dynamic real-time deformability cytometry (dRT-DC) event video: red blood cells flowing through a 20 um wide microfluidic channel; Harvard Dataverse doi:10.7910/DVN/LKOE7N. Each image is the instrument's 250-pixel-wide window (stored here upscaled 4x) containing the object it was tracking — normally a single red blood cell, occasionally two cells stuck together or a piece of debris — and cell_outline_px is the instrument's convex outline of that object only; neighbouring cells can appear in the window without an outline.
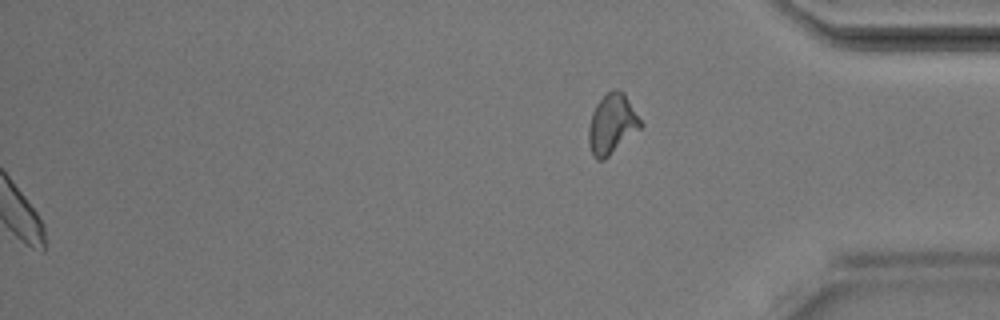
{"species": "Egyptian fruit bat (a non-hibernating species)", "species_latin": "Rousettus aegyptiacus", "temperature_condition": "room temperature", "stored_images_in_passage": 44, "segment_of_instrument_passage": [2, 2], "camera_frame_rate_fps": 3000, "um_per_image_px": 0.085, "animal": {"sex": "male"}, "frame": {"image": 1, "passage_image": 44, "time_ms": 14.333, "image_size_px": [1000, 320], "cell_outline_px": [[644, 124], [640, 128], [604, 160], [596, 160], [592, 156], [588, 140], [588, 128], [592, 112], [596, 104], [608, 92], [624, 92]], "centroid_in_image_um": [52.0, 10.58], "position_along_channel_um": 383.2, "area_um2": 17.86}}